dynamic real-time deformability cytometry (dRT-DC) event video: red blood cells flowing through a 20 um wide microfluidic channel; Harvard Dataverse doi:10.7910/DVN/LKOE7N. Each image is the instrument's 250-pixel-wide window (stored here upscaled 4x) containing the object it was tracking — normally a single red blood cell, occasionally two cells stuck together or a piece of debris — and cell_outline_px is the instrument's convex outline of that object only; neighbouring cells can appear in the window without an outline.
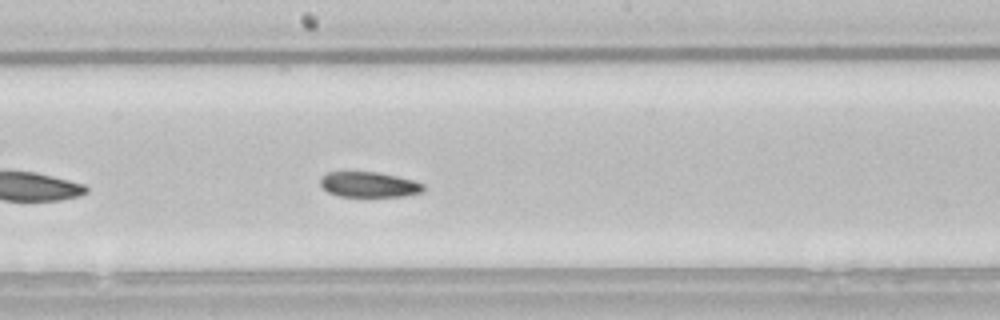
{"species": "common noctule bat (a hibernating species)", "species_latin": "Nyctalus noctula", "temperature_condition": "room temperature", "stored_images_in_passage": 25, "camera_frame_rate_fps": 3000, "um_per_image_px": 0.085, "animal": {"sex": "male", "body_mass_g": 21.5, "forearm_length_mm": 52.0}, "frame": {"image": 1, "passage_image": 15, "time_ms": 4.667, "image_size_px": [1000, 320], "cell_outline_px": [[424, 192], [404, 196], [340, 196], [328, 192], [320, 184], [320, 180], [328, 172], [376, 172], [396, 176], [412, 180], [424, 184]], "centroid_in_image_um": [31.39, 15.69], "position_along_channel_um": 216.8, "area_um2": 15.03}}